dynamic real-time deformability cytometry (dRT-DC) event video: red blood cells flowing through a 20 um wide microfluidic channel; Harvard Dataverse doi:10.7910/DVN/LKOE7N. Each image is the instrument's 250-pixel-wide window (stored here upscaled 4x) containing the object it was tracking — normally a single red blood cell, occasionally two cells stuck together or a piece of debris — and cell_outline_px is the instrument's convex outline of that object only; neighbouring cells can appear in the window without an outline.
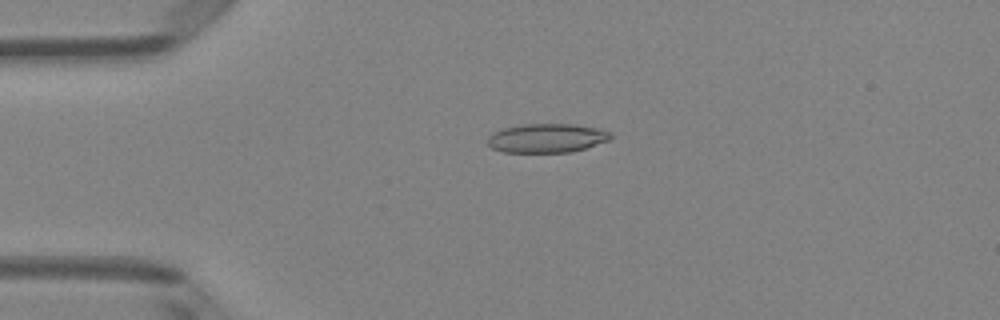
{"species": "Egyptian fruit bat (a non-hibernating species)", "species_latin": "Rousettus aegyptiacus", "temperature_condition": "room temperature", "stored_images_in_passage": 51, "camera_frame_rate_fps": 3000, "um_per_image_px": 0.085, "animal": {"sex": "female"}, "frame": {"image": 1, "passage_image": 12, "time_ms": 3.667, "image_size_px": [1000, 320], "cell_outline_px": [[612, 136], [608, 140], [572, 152], [504, 152], [492, 148], [488, 144], [488, 136], [492, 132], [504, 128], [524, 124], [576, 124], [600, 128], [608, 132]], "centroid_in_image_um": [46.46, 11.73], "position_along_channel_um": 38.5, "area_um2": 20.69}}
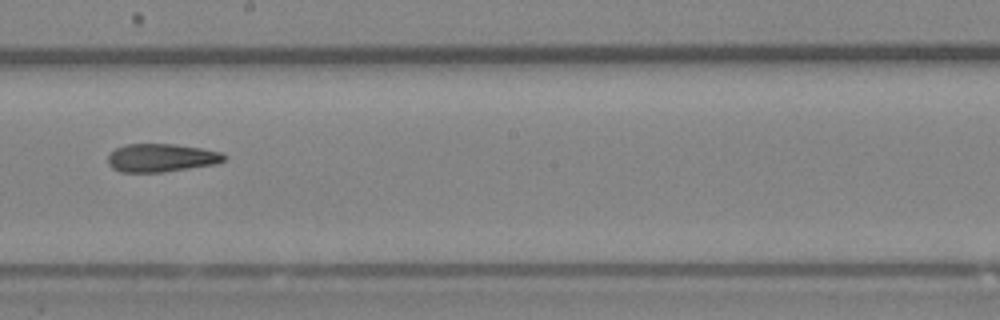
{"frame": {"image": 2, "passage_image": 29, "time_ms": 9.333, "image_size_px": [1000, 320], "cell_outline_px": [[228, 156], [224, 160], [216, 164], [164, 172], [120, 172], [112, 168], [108, 164], [108, 156], [116, 148], [128, 144], [176, 144], [200, 148], [220, 152]], "centroid_in_image_um": [13.71, 13.42], "position_along_channel_um": 234.5, "area_um2": 19.07}}
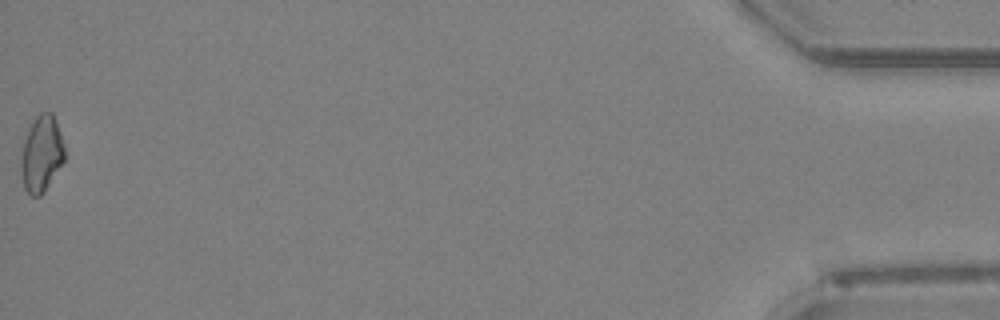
{"frame": {"image": 3, "passage_image": 51, "time_ms": 16.667, "image_size_px": [1000, 320], "cell_outline_px": [[64, 160], [44, 192], [40, 196], [32, 196], [24, 188], [20, 168], [20, 156], [24, 140], [28, 128], [32, 120], [40, 112], [52, 112], [64, 144]], "centroid_in_image_um": [3.5, 13.07], "position_along_channel_um": 431.7, "area_um2": 19.36}, "authors_computed_cell_mechanics": {"area_um2": 19.652, "velocity_mm_per_s": 4.0308, "shape_relaxation_time_tau1_ms": null, "shape_relaxation_time_tau2_ms": 9.8143, "deformation_change_tau1": null, "deformation_change_tau2": 0.232}}